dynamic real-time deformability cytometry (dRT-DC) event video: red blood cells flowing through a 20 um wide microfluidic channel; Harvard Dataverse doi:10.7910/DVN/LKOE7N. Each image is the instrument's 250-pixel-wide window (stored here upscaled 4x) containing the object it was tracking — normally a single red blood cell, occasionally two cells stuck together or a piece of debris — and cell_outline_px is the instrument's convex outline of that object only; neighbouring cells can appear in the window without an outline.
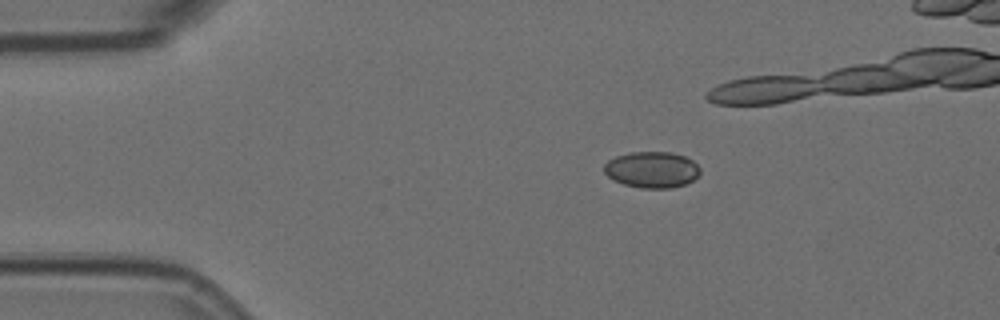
{"species": "Egyptian fruit bat (a non-hibernating species)", "species_latin": "Rousettus aegyptiacus", "temperature_condition": "room temperature", "stored_images_in_passage": 5, "camera_frame_rate_fps": 3000, "um_per_image_px": 0.085, "animal": {"sex": "female"}, "frame": {"image": 1, "passage_image": 1, "time_ms": 0.0, "image_size_px": [1000, 320], "cell_outline_px": [[700, 176], [684, 184], [672, 188], [640, 188], [624, 184], [612, 180], [604, 172], [604, 164], [608, 160], [616, 156], [632, 152], [672, 152], [684, 156], [692, 160], [700, 168]], "centroid_in_image_um": [55.41, 14.42], "position_along_channel_um": 29.6, "area_um2": 20.35}}
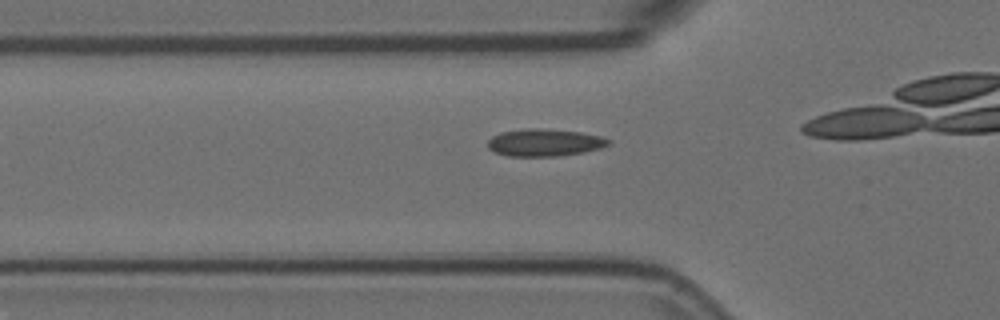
{"frame": {"image": 2, "passage_image": 5, "time_ms": 1.333, "image_size_px": [1000, 320], "cell_outline_px": [[612, 140], [608, 144], [600, 148], [580, 152], [556, 156], [508, 156], [496, 152], [488, 148], [488, 140], [492, 136], [500, 132], [528, 128], [536, 128], [580, 132], [600, 136]], "centroid_in_image_um": [46.25, 12.11], "position_along_channel_um": 79.6, "area_um2": 18.96}}